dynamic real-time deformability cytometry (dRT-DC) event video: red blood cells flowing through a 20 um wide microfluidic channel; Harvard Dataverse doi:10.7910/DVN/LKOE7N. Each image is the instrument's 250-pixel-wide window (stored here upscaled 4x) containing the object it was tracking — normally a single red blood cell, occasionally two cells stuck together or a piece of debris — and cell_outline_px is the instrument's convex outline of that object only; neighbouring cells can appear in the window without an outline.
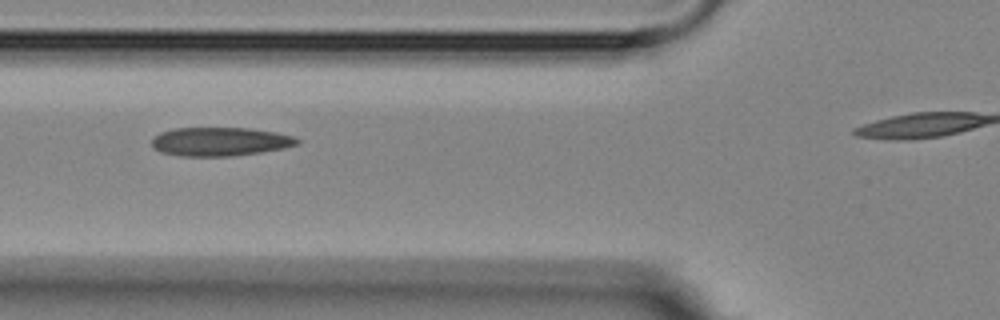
{"species": "Egyptian fruit bat (a non-hibernating species)", "species_latin": "Rousettus aegyptiacus", "temperature_condition": "room temperature", "stored_images_in_passage": 5, "camera_frame_rate_fps": 3000, "um_per_image_px": 0.085, "animal": {"sex": "female"}, "frame": {"image": 1, "passage_image": 4, "time_ms": 3.667, "image_size_px": [1000, 320], "cell_outline_px": [[300, 144], [284, 148], [260, 152], [232, 156], [180, 156], [160, 152], [152, 148], [152, 136], [160, 132], [176, 128], [248, 128], [276, 132], [292, 136], [300, 140]], "centroid_in_image_um": [18.67, 12.04], "position_along_channel_um": 107.1, "area_um2": 24.45}}